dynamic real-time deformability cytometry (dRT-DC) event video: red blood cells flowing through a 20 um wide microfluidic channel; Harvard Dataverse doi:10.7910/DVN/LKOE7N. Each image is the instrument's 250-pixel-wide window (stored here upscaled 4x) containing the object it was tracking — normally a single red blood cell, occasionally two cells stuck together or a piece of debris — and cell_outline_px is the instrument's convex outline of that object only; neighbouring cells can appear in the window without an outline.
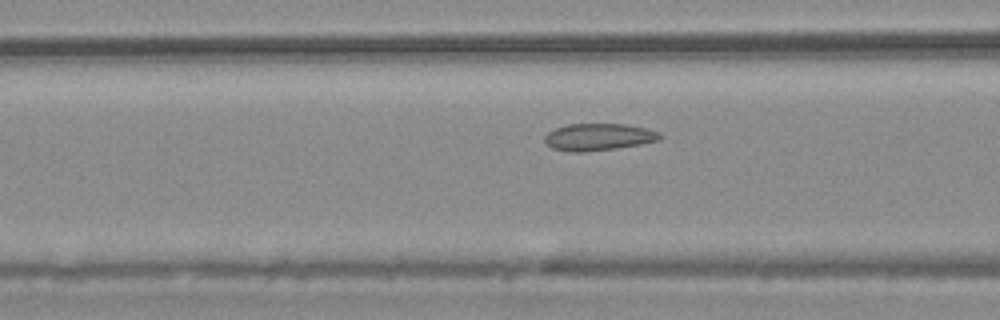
{"species": "common noctule bat (a hibernating species)", "species_latin": "Nyctalus noctula", "temperature_condition": "warm", "stored_images_in_passage": 52, "camera_frame_rate_fps": 3000, "um_per_image_px": 0.085, "animal": {"sex": "male", "body_mass_g": 20.4}, "frame": {"image": 1, "passage_image": 19, "time_ms": 6.0, "image_size_px": [1000, 320], "cell_outline_px": [[664, 136], [660, 140], [640, 144], [616, 148], [584, 152], [568, 152], [552, 148], [544, 140], [544, 136], [548, 132], [556, 128], [568, 124], [628, 124], [660, 132]], "centroid_in_image_um": [50.89, 11.64], "position_along_channel_um": 115.7, "area_um2": 18.21}}
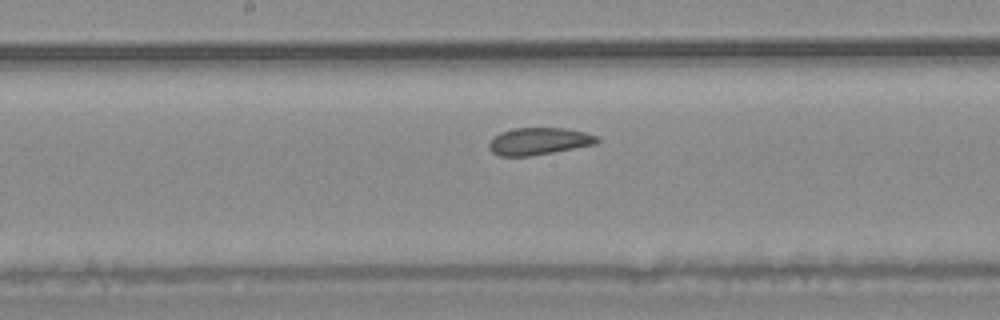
{"frame": {"image": 2, "passage_image": 26, "time_ms": 8.333, "image_size_px": [1000, 320], "cell_outline_px": [[600, 140], [596, 144], [552, 152], [528, 156], [500, 156], [492, 152], [488, 148], [488, 144], [500, 132], [516, 128], [568, 128], [584, 132], [596, 136]], "centroid_in_image_um": [45.8, 12.0], "position_along_channel_um": 202.4, "area_um2": 16.94}}
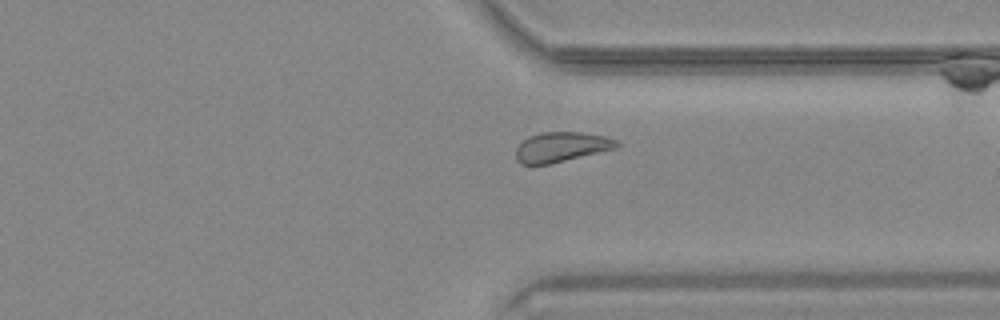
{"frame": {"image": 3, "passage_image": 39, "time_ms": 12.667, "image_size_px": [1000, 320], "cell_outline_px": [[620, 144], [616, 148], [548, 164], [520, 164], [516, 160], [516, 148], [528, 136], [540, 132], [580, 132], [604, 136], [616, 140]], "centroid_in_image_um": [47.68, 12.48], "position_along_channel_um": 363.7, "area_um2": 17.34}}